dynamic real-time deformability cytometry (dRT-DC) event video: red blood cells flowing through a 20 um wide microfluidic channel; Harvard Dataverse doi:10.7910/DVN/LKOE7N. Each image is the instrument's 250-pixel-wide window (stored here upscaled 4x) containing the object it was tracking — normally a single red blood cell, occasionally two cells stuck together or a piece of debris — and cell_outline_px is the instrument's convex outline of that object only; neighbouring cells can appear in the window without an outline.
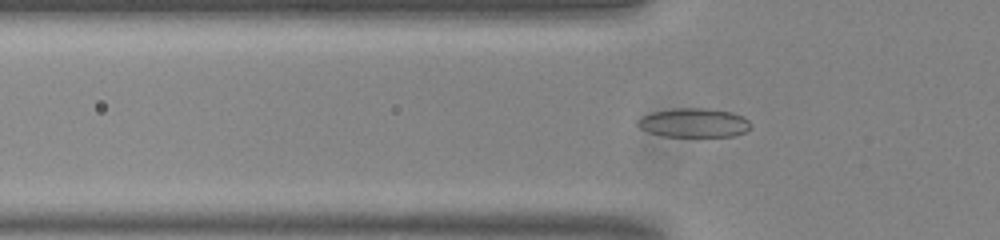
{"species": "common noctule bat (a hibernating species)", "species_latin": "Nyctalus noctula", "temperature_condition": "room temperature", "stored_images_in_passage": 43, "camera_frame_rate_fps": 3000, "um_per_image_px": 0.085, "animal": {"sex": "male", "body_mass_g": 20.0, "forearm_length_mm": 53.3}, "frame": {"image": 1, "passage_image": 7, "time_ms": 2.0, "image_size_px": [1000, 240], "cell_outline_px": [[752, 124], [744, 132], [732, 136], [664, 136], [648, 132], [640, 128], [636, 124], [636, 120], [640, 116], [652, 112], [672, 108], [704, 108], [732, 112], [744, 116]], "centroid_in_image_um": [58.94, 10.42], "position_along_channel_um": 66.9, "area_um2": 19.25}}
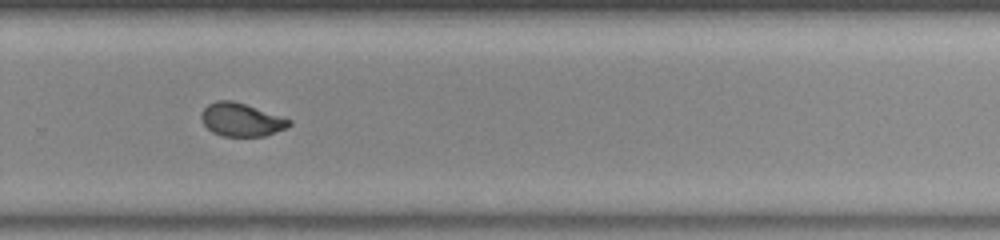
{"frame": {"image": 2, "passage_image": 26, "time_ms": 8.333, "image_size_px": [1000, 240], "cell_outline_px": [[292, 124], [284, 128], [264, 136], [224, 136], [212, 132], [204, 124], [200, 116], [204, 108], [208, 104], [216, 100], [232, 100], [292, 120]], "centroid_in_image_um": [20.48, 10.17], "position_along_channel_um": 309.3, "area_um2": 16.7}}
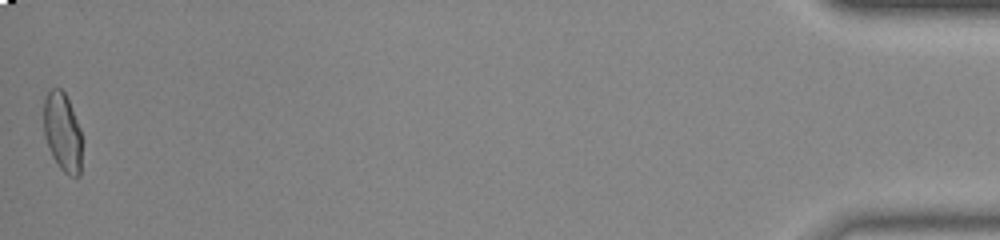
{"frame": {"image": 3, "passage_image": 43, "time_ms": 14.0, "image_size_px": [1000, 240], "cell_outline_px": [[80, 176], [68, 176], [60, 168], [52, 156], [44, 136], [44, 100], [48, 92], [52, 88], [60, 88], [64, 92], [68, 100], [80, 128]], "centroid_in_image_um": [5.29, 11.23], "position_along_channel_um": 429.9, "area_um2": 17.28}, "authors_computed_cell_mechanics": {"area_um2": 17.2244, "velocity_mm_per_s": 3.8331, "shape_relaxation_time_tau1_ms": null, "shape_relaxation_time_tau2_ms": 1.0393, "deformation_change_tau1": null, "deformation_change_tau2": 0.0475}}